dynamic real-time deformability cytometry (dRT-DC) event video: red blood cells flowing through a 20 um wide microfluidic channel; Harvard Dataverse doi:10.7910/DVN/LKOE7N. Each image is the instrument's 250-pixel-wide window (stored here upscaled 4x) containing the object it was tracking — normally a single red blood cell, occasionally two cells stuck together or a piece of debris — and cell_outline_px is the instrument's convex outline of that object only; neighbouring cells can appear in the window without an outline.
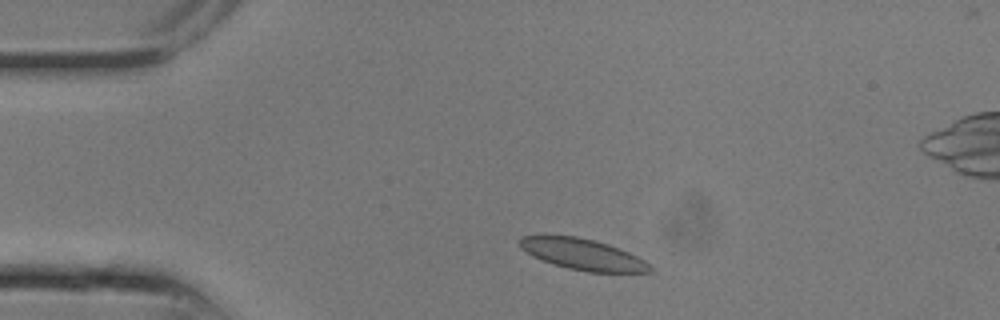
{"species": "common noctule bat (a hibernating species)", "species_latin": "Nyctalus noctula", "temperature_condition": "room temperature", "stored_images_in_passage": 7, "camera_frame_rate_fps": 3000, "um_per_image_px": 0.085, "animal": {"sex": "male", "body_mass_g": 13.3}, "frame": {"image": 1, "passage_image": 2, "time_ms": 0.333, "image_size_px": [1000, 320], "cell_outline_px": [[652, 272], [588, 272], [568, 268], [552, 264], [532, 256], [520, 248], [520, 236], [576, 236], [596, 240], [608, 244], [628, 252], [644, 260], [652, 268]], "centroid_in_image_um": [49.52, 21.62], "position_along_channel_um": 35.5, "area_um2": 23.41}}
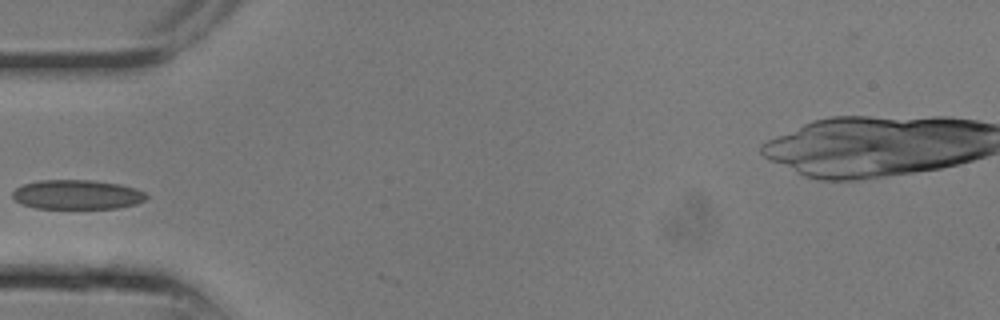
{"frame": {"image": 2, "passage_image": 5, "time_ms": 1.333, "image_size_px": [1000, 320], "cell_outline_px": [[148, 196], [144, 200], [136, 204], [116, 208], [36, 208], [20, 204], [12, 196], [12, 192], [16, 188], [24, 184], [40, 180], [88, 180], [120, 184], [136, 188], [144, 192]], "centroid_in_image_um": [6.54, 16.54], "position_along_channel_um": 78.5, "area_um2": 22.89}}
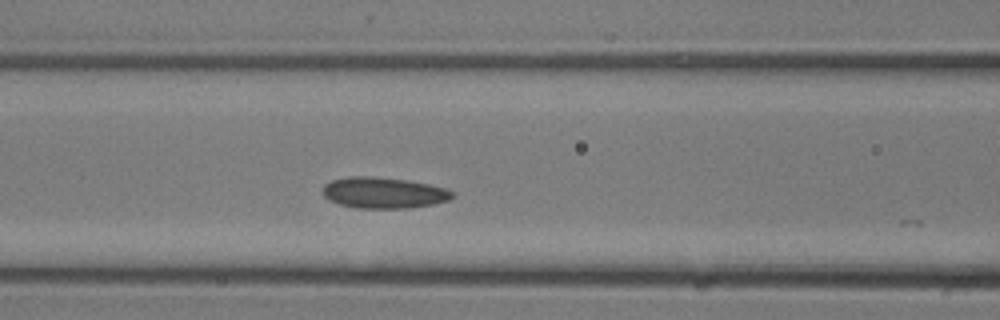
{"frame": {"image": 3, "passage_image": 7, "time_ms": 2.0, "image_size_px": [1000, 320], "cell_outline_px": [[452, 196], [448, 200], [432, 204], [404, 208], [356, 208], [340, 204], [328, 200], [324, 196], [324, 184], [332, 180], [348, 176], [372, 176], [404, 180], [428, 184], [448, 188], [452, 192]], "centroid_in_image_um": [32.57, 16.38], "position_along_channel_um": 134.0, "area_um2": 23.24}}